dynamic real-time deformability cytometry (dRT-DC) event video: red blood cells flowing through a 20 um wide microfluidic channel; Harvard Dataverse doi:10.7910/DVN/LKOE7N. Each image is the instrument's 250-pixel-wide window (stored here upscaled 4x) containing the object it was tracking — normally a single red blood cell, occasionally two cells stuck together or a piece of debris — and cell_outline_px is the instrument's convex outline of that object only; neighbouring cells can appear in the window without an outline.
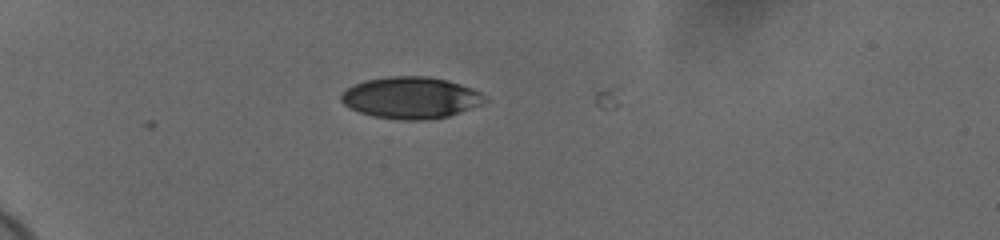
{"species": "human", "species_latin": "Homo sapiens", "temperature_condition": "cold", "stored_images_in_passage": 3, "camera_frame_rate_fps": 3000, "um_per_image_px": 0.085, "donor": {"sex": "female"}, "frame": {"image": 1, "passage_image": 1, "time_ms": 0.0, "image_size_px": [1000, 240], "cell_outline_px": [[488, 100], [480, 104], [448, 116], [428, 120], [404, 120], [372, 116], [360, 112], [344, 104], [340, 100], [340, 96], [352, 84], [364, 80], [388, 76], [428, 76], [448, 80], [472, 88], [488, 96]], "centroid_in_image_um": [34.92, 8.29], "position_along_channel_um": 50.1, "area_um2": 34.91}}